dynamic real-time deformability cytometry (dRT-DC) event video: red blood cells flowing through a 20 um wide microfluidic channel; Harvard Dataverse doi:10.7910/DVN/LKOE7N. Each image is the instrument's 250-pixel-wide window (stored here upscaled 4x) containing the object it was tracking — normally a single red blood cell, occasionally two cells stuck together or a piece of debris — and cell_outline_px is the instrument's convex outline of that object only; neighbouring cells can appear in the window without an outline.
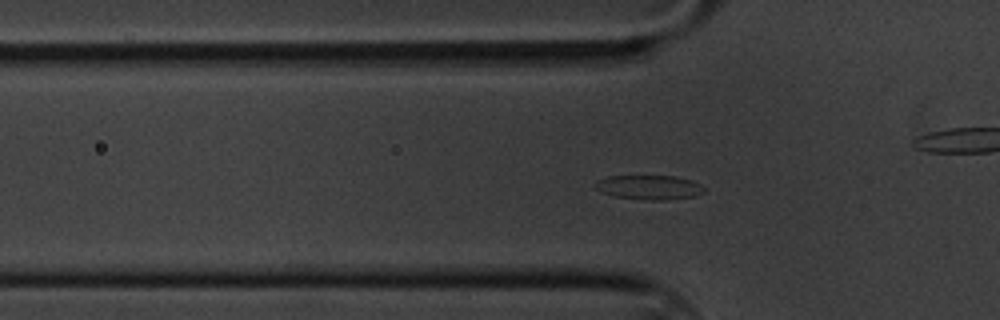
{"species": "common noctule bat (a hibernating species)", "species_latin": "Nyctalus noctula", "temperature_condition": "cold", "stored_images_in_passage": 47, "camera_frame_rate_fps": 3000, "um_per_image_px": 0.085, "animal": {"sex": "male", "body_mass_g": 20.1, "forearm_length_mm": 53.5}, "frame": {"image": 1, "passage_image": 6, "time_ms": 1.667, "image_size_px": [1000, 320], "cell_outline_px": [[704, 192], [696, 196], [664, 200], [644, 200], [612, 196], [600, 192], [592, 184], [596, 180], [608, 176], [676, 176], [692, 180], [700, 184], [704, 188]], "centroid_in_image_um": [55.14, 15.92], "position_along_channel_um": 70.7, "area_um2": 15.72}}
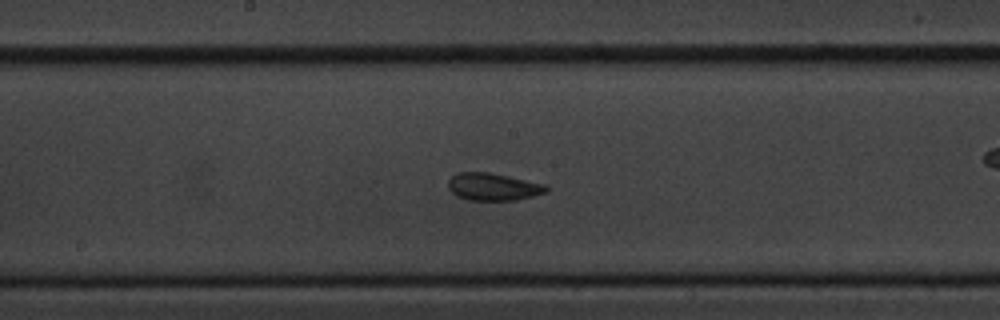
{"frame": {"image": 2, "passage_image": 18, "time_ms": 5.667, "image_size_px": [1000, 320], "cell_outline_px": [[548, 192], [516, 200], [468, 200], [456, 196], [448, 188], [448, 180], [452, 176], [460, 172], [488, 172], [508, 176], [544, 184], [548, 188]], "centroid_in_image_um": [41.9, 15.88], "position_along_channel_um": 206.3, "area_um2": 15.61}}
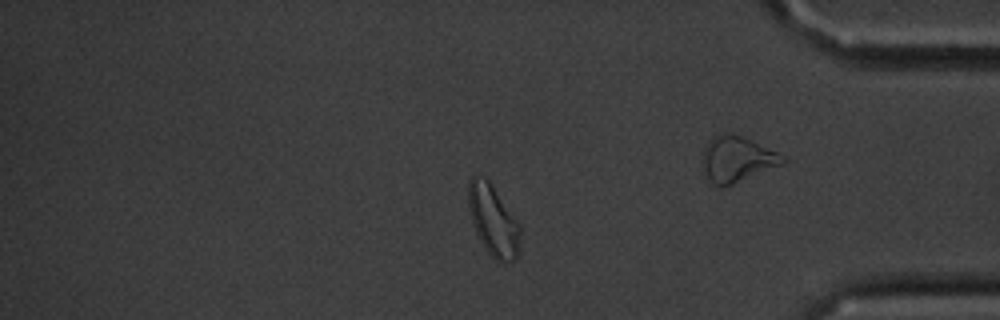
{"frame": {"image": 3, "passage_image": 37, "time_ms": 12.0, "image_size_px": [1000, 320], "cell_outline_px": [[520, 236], [516, 260], [508, 264], [500, 264], [488, 252], [480, 240], [476, 232], [468, 208], [468, 180], [472, 176], [484, 176], [488, 180], [520, 224]], "centroid_in_image_um": [41.92, 18.76], "position_along_channel_um": 393.3, "area_um2": 21.44}, "authors_computed_cell_mechanics": {"area_um2": 15.895, "velocity_mm_per_s": 3.3724, "shape_relaxation_time_tau1_ms": 4.0365, "shape_relaxation_time_tau2_ms": 1.5302, "deformation_change_tau1": 0.0824, "deformation_change_tau2": 0.0602}}